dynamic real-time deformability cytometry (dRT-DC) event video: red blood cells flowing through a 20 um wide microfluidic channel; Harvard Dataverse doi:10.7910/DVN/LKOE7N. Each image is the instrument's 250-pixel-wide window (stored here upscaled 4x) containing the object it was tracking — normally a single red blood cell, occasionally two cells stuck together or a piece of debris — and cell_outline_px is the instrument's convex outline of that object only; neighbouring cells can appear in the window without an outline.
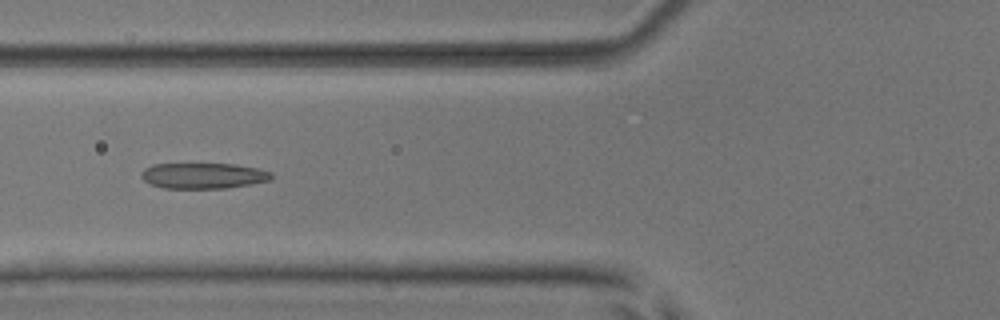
{"species": "common noctule bat (a hibernating species)", "species_latin": "Nyctalus noctula", "temperature_condition": "room temperature", "stored_images_in_passage": 52, "camera_frame_rate_fps": 3000, "um_per_image_px": 0.085, "animal": {"sex": "male", "body_mass_g": 17.9, "forearm_length_mm": 54.2}, "frame": {"image": 1, "passage_image": 20, "time_ms": 6.333, "image_size_px": [1000, 320], "cell_outline_px": [[272, 180], [252, 184], [224, 188], [164, 188], [152, 184], [144, 180], [140, 176], [140, 172], [144, 168], [152, 164], [236, 164], [256, 168], [272, 172]], "centroid_in_image_um": [17.28, 14.93], "position_along_channel_um": 108.5, "area_um2": 19.54}}
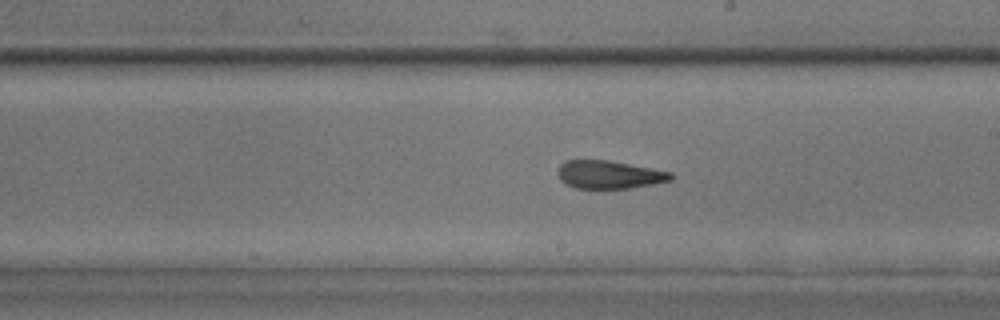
{"frame": {"image": 2, "passage_image": 30, "time_ms": 9.667, "image_size_px": [1000, 320], "cell_outline_px": [[672, 180], [652, 184], [628, 188], [576, 188], [560, 180], [560, 164], [568, 160], [608, 160], [652, 168], [672, 172]], "centroid_in_image_um": [51.82, 14.84], "position_along_channel_um": 237.2, "area_um2": 18.15}}
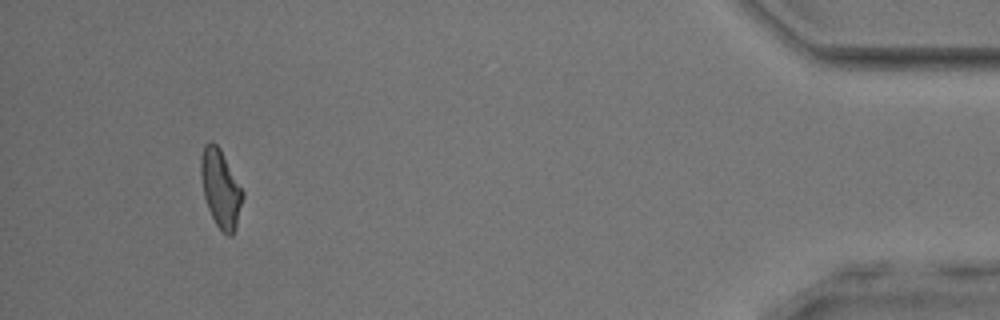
{"frame": {"image": 3, "passage_image": 49, "time_ms": 16.0, "image_size_px": [1000, 320], "cell_outline_px": [[244, 196], [236, 224], [232, 236], [228, 236], [216, 224], [208, 208], [204, 196], [200, 176], [200, 156], [204, 144], [212, 140], [220, 148], [244, 192]], "centroid_in_image_um": [18.73, 15.97], "position_along_channel_um": 416.5, "area_um2": 18.9}, "authors_computed_cell_mechanics": {"area_um2": 19.5364, "velocity_mm_per_s": 3.8771, "shape_relaxation_time_tau1_ms": null, "shape_relaxation_time_tau2_ms": 1.1061, "deformation_change_tau1": null, "deformation_change_tau2": 0.0928}}